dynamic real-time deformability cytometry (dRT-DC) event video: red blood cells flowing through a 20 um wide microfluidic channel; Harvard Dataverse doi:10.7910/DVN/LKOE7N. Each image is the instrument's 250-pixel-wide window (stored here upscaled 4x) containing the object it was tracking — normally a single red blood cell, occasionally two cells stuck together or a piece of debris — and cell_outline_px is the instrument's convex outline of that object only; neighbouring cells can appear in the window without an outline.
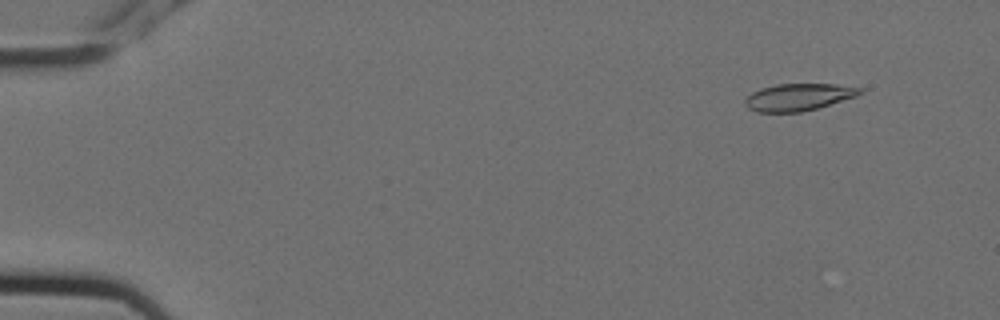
{"species": "Egyptian fruit bat (a non-hibernating species)", "species_latin": "Rousettus aegyptiacus", "temperature_condition": "cold", "stored_images_in_passage": 6, "camera_frame_rate_fps": 3000, "um_per_image_px": 0.085, "animal": {"sex": "female"}, "frame": {"image": 1, "passage_image": 1, "time_ms": 0.0, "image_size_px": [1000, 320], "cell_outline_px": [[864, 92], [856, 96], [816, 108], [800, 112], [756, 112], [748, 108], [744, 104], [744, 100], [752, 92], [760, 88], [780, 84], [836, 84], [864, 88]], "centroid_in_image_um": [67.86, 8.25], "position_along_channel_um": 17.1, "area_um2": 18.09}}
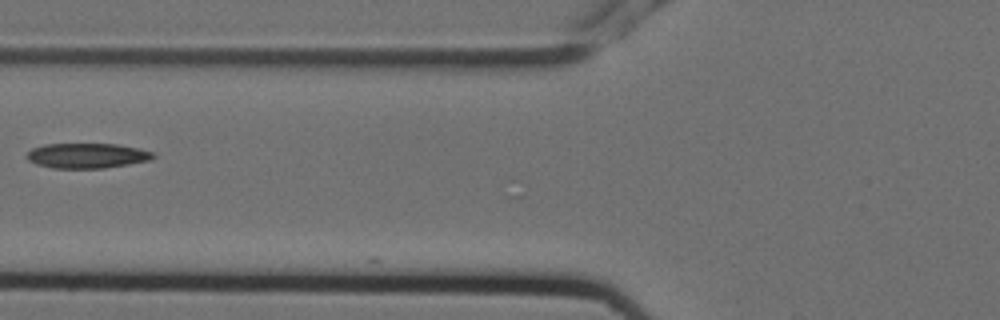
{"frame": {"image": 2, "passage_image": 5, "time_ms": 1.333, "image_size_px": [1000, 320], "cell_outline_px": [[156, 156], [152, 160], [104, 168], [52, 168], [36, 164], [28, 160], [28, 152], [32, 148], [44, 144], [120, 144], [152, 152]], "centroid_in_image_um": [7.41, 13.23], "position_along_channel_um": 118.4, "area_um2": 18.38}}
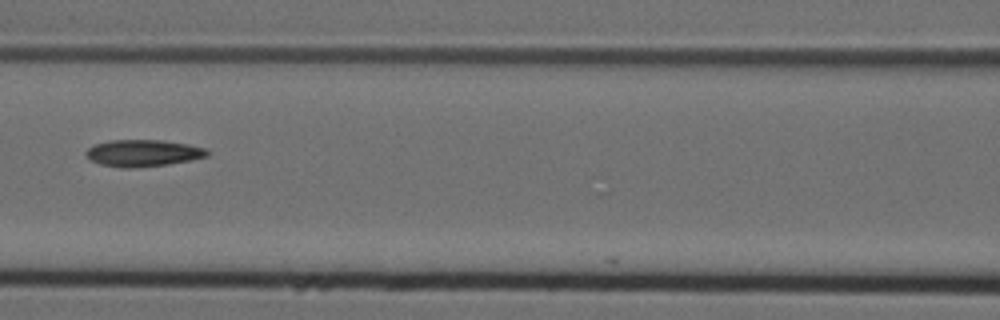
{"frame": {"image": 3, "passage_image": 6, "time_ms": 1.667, "image_size_px": [1000, 320], "cell_outline_px": [[208, 156], [192, 160], [168, 164], [132, 168], [124, 168], [100, 164], [92, 160], [84, 152], [88, 148], [96, 144], [112, 140], [160, 140], [188, 144], [208, 148]], "centroid_in_image_um": [12.2, 13.01], "position_along_channel_um": 154.4, "area_um2": 18.84}}